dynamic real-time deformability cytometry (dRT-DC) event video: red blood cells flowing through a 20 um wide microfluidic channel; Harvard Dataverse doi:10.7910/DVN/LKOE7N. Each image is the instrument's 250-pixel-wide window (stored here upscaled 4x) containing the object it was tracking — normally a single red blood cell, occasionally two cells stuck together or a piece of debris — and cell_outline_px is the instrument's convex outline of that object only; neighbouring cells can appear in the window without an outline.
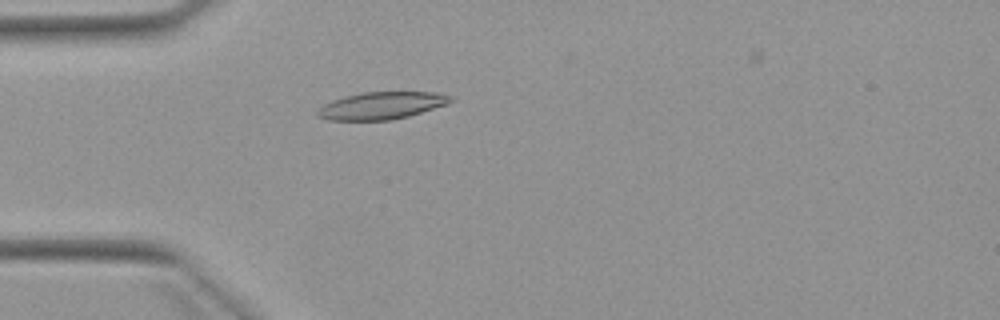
{"species": "Egyptian fruit bat (a non-hibernating species)", "species_latin": "Rousettus aegyptiacus", "temperature_condition": "warm", "stored_images_in_passage": 4, "camera_frame_rate_fps": 3000, "um_per_image_px": 0.085, "animal": {"sex": "female"}, "frame": {"image": 1, "passage_image": 4, "time_ms": 3.333, "image_size_px": [1000, 320], "cell_outline_px": [[452, 100], [448, 104], [408, 116], [392, 120], [328, 120], [316, 116], [316, 112], [324, 104], [332, 100], [344, 96], [360, 92], [436, 92], [448, 96]], "centroid_in_image_um": [32.38, 8.97], "position_along_channel_um": 52.6, "area_um2": 21.1}}